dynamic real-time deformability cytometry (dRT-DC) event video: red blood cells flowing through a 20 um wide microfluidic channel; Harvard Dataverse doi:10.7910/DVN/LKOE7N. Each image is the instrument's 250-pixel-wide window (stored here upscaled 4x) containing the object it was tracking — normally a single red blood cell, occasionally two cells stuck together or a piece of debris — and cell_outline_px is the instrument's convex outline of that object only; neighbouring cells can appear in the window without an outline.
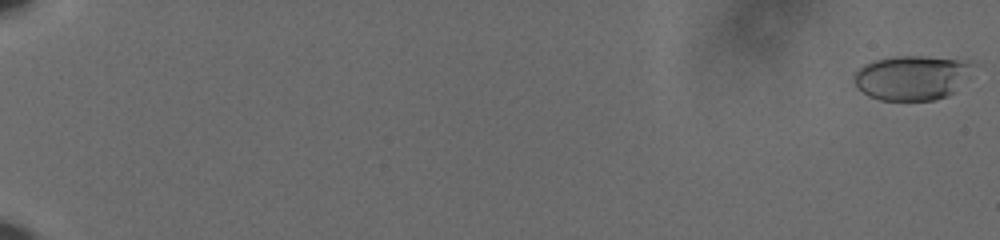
{"species": "human", "species_latin": "Homo sapiens", "temperature_condition": "cold", "stored_images_in_passage": 23, "camera_frame_rate_fps": 3000, "um_per_image_px": 0.085, "donor": {"sex": "male"}, "frame": {"image": 1, "passage_image": 1, "time_ms": 0.0, "image_size_px": [1000, 240], "cell_outline_px": [[972, 64], [952, 92], [948, 96], [936, 100], [880, 100], [868, 96], [856, 88], [852, 80], [856, 72], [864, 64], [876, 60], [896, 56], [924, 56], [968, 60]], "centroid_in_image_um": [77.4, 6.6], "position_along_channel_um": 7.6, "area_um2": 30.4}}
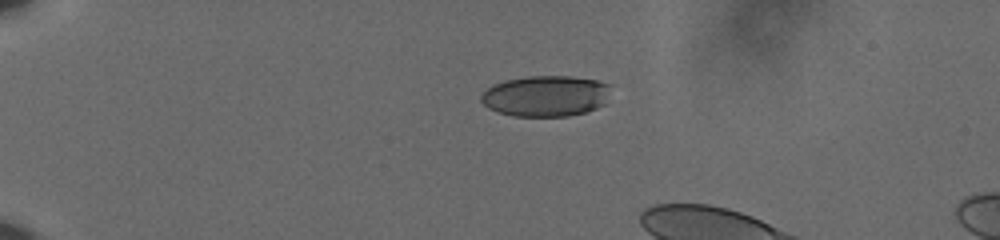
{"frame": {"image": 2, "passage_image": 17, "time_ms": 5.333, "image_size_px": [1000, 240], "cell_outline_px": [[608, 84], [604, 104], [596, 108], [584, 112], [568, 116], [512, 116], [488, 108], [480, 100], [480, 96], [492, 84], [504, 80], [528, 76], [572, 76], [596, 80]], "centroid_in_image_um": [46.33, 8.15], "position_along_channel_um": 38.7, "area_um2": 30.69}}